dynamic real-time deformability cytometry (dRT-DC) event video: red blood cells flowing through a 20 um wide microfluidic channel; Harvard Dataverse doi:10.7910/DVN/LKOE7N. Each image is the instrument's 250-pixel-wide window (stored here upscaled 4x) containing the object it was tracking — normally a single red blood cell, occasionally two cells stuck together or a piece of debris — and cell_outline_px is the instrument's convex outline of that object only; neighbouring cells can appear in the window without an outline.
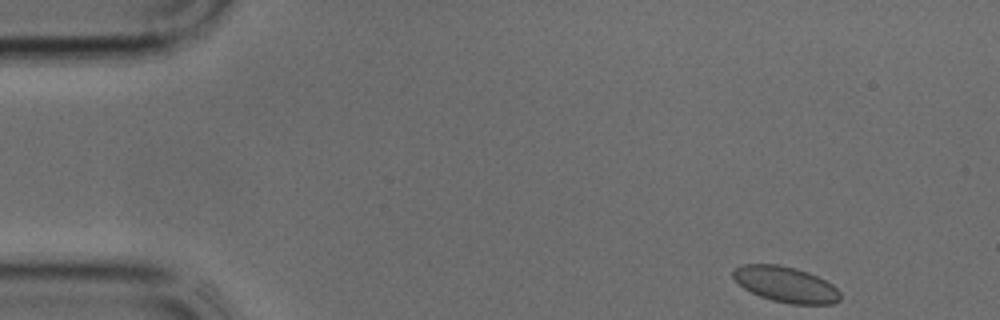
{"species": "common noctule bat (a hibernating species)", "species_latin": "Nyctalus noctula", "temperature_condition": "cold", "stored_images_in_passage": 36, "camera_frame_rate_fps": 3000, "um_per_image_px": 0.085, "animal": {"sex": "male", "body_mass_g": 17.9, "forearm_length_mm": 54.2}, "frame": {"image": 1, "passage_image": 1, "time_ms": 0.0, "image_size_px": [1000, 320], "cell_outline_px": [[840, 300], [832, 304], [792, 304], [772, 300], [760, 296], [744, 288], [732, 276], [732, 272], [736, 268], [744, 264], [776, 264], [796, 268], [808, 272], [832, 284], [840, 292]], "centroid_in_image_um": [66.8, 24.17], "position_along_channel_um": 18.2, "area_um2": 22.08}}
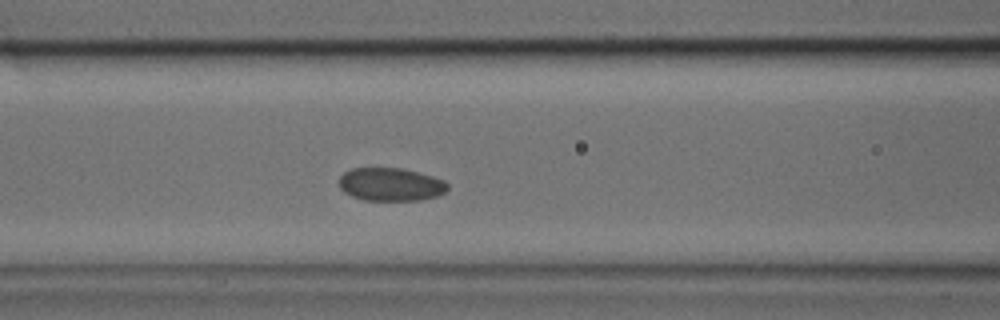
{"frame": {"image": 2, "passage_image": 13, "time_ms": 4.0, "image_size_px": [1000, 320], "cell_outline_px": [[448, 188], [444, 192], [436, 196], [420, 200], [364, 200], [352, 196], [344, 192], [340, 188], [340, 176], [344, 172], [352, 168], [404, 168], [432, 176], [444, 180], [448, 184]], "centroid_in_image_um": [33.21, 15.67], "position_along_channel_um": 133.4, "area_um2": 20.92}}
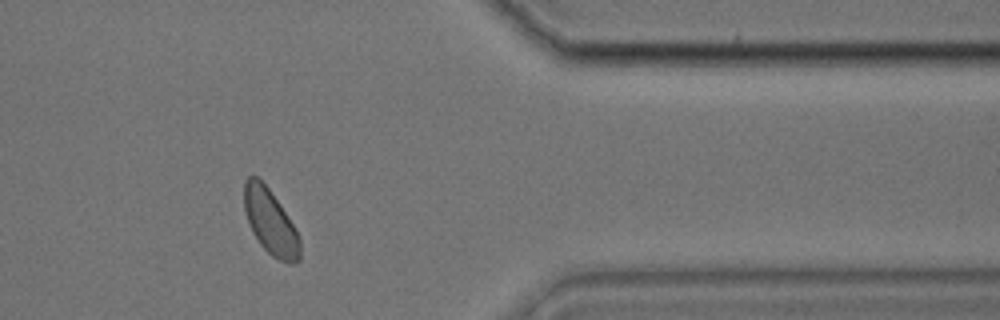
{"frame": {"image": 3, "passage_image": 29, "time_ms": 9.333, "image_size_px": [1000, 320], "cell_outline_px": [[300, 260], [292, 264], [288, 264], [272, 256], [260, 244], [252, 232], [244, 208], [244, 180], [248, 176], [256, 176], [268, 188], [292, 224], [300, 240]], "centroid_in_image_um": [22.97, 18.89], "position_along_channel_um": 388.4, "area_um2": 20.75}}